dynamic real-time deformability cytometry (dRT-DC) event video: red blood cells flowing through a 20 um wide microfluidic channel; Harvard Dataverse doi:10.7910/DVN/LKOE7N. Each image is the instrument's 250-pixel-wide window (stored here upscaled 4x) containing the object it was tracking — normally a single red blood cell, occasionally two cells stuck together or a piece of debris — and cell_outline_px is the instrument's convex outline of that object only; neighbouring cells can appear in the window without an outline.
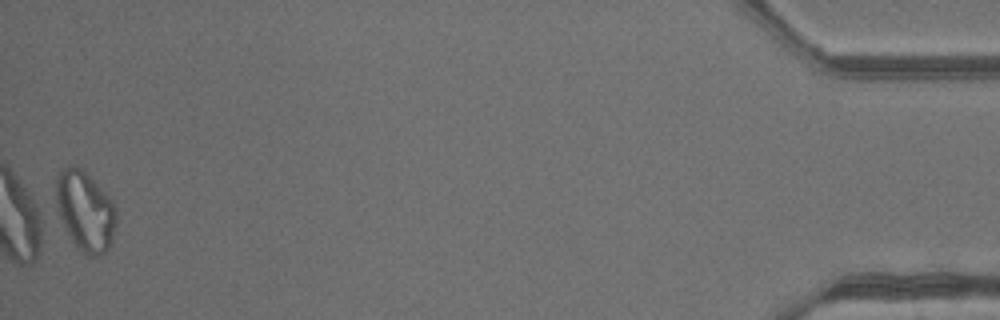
{"species": "common noctule bat (a hibernating species)", "species_latin": "Nyctalus noctula", "temperature_condition": "warm", "stored_images_in_passage": 30, "camera_frame_rate_fps": 3000, "um_per_image_px": 0.085, "animal": {"sex": "male", "body_mass_g": 13.3}, "frame": {"image": 1, "passage_image": 30, "time_ms": 9.667, "image_size_px": [1000, 320], "cell_outline_px": [[116, 224], [112, 240], [108, 248], [104, 252], [96, 256], [88, 256], [72, 240], [52, 204], [56, 176], [68, 164], [76, 164], [112, 200], [116, 208]], "centroid_in_image_um": [7.18, 17.89], "position_along_channel_um": 428.0, "area_um2": 28.26}}